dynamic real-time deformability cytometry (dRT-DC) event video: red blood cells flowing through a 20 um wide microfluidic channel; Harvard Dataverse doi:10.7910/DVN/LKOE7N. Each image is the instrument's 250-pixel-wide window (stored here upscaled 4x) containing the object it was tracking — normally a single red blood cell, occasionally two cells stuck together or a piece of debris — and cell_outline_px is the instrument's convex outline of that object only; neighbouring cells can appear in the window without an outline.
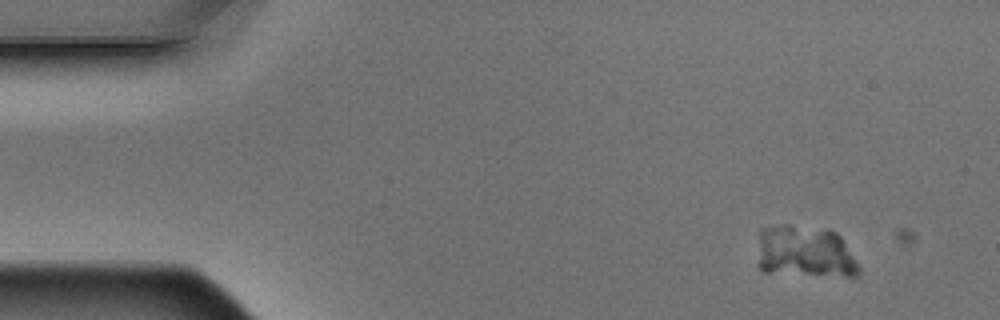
{"species": "Egyptian fruit bat (a non-hibernating species)", "species_latin": "Rousettus aegyptiacus", "temperature_condition": "warm", "stored_images_in_passage": 8, "camera_frame_rate_fps": 3000, "um_per_image_px": 0.085, "animal": {"sex": "male"}, "frame": {"image": 1, "passage_image": 1, "time_ms": 0.0, "image_size_px": [1000, 320], "cell_outline_px": [[860, 272], [856, 276], [844, 276], [764, 272], [756, 264], [760, 228], [784, 224], [788, 224], [836, 232], [840, 236], [860, 268]], "centroid_in_image_um": [68.35, 21.41], "position_along_channel_um": 16.6, "area_um2": 30.69}}
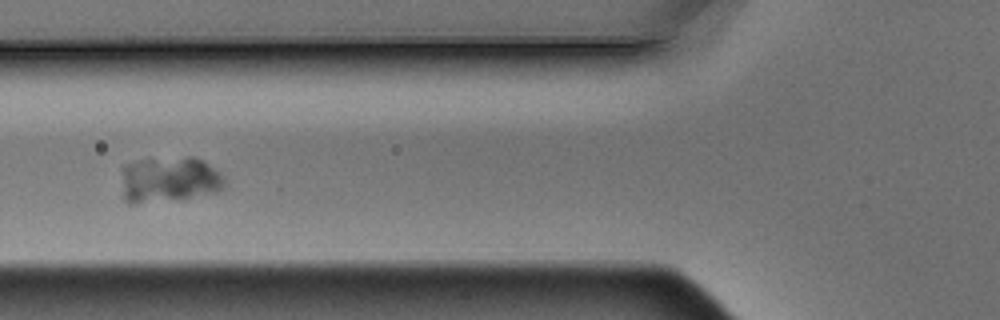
{"frame": {"image": 2, "passage_image": 6, "time_ms": 1.667, "image_size_px": [1000, 320], "cell_outline_px": [[224, 188], [216, 192], [132, 204], [128, 204], [124, 200], [124, 164], [140, 160], [188, 156], [192, 156], [204, 160], [220, 172], [224, 176]], "centroid_in_image_um": [14.42, 15.22], "position_along_channel_um": 111.4, "area_um2": 26.93}}
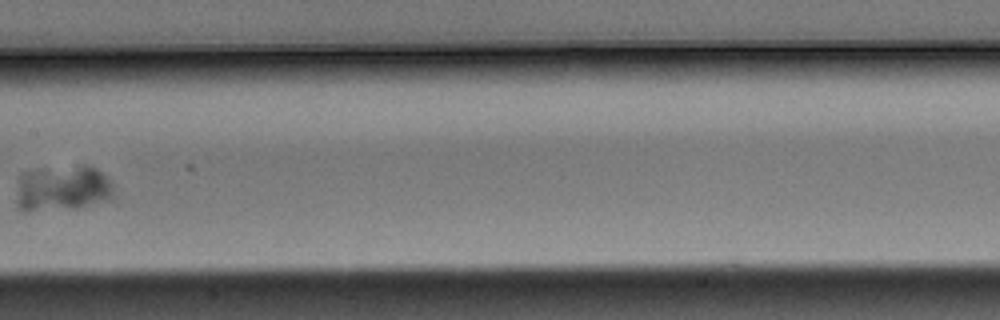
{"frame": {"image": 3, "passage_image": 8, "time_ms": 2.333, "image_size_px": [1000, 320], "cell_outline_px": [[116, 196], [112, 200], [76, 208], [20, 208], [16, 204], [16, 200], [20, 176], [24, 172], [80, 168], [96, 168], [108, 180]], "centroid_in_image_um": [5.38, 16.05], "position_along_channel_um": 202.0, "area_um2": 24.28}}